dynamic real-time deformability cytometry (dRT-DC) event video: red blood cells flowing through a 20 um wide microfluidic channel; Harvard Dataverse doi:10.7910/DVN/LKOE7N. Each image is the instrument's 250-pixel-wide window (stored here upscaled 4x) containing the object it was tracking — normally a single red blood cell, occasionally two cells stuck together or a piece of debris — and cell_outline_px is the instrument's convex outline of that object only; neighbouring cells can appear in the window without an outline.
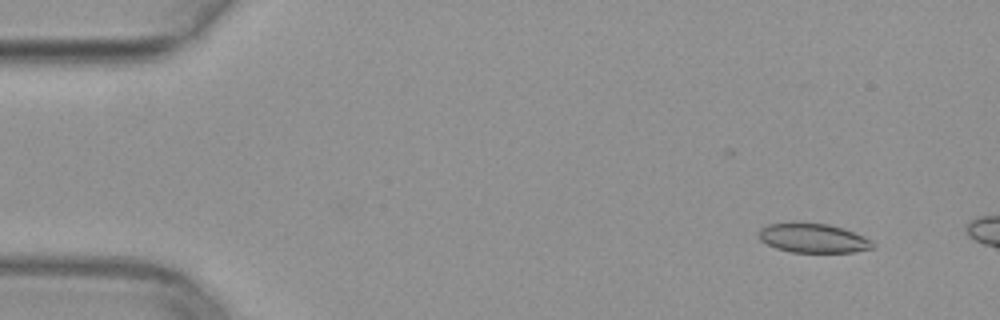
{"species": "common noctule bat (a hibernating species)", "species_latin": "Nyctalus noctula", "temperature_condition": "warm", "stored_images_in_passage": 7, "camera_frame_rate_fps": 3000, "um_per_image_px": 0.085, "animal": {"sex": "female", "body_mass_g": 29.2, "forearm_length_mm": 56.3}, "frame": {"image": 1, "passage_image": 2, "time_ms": 0.333, "image_size_px": [1000, 320], "cell_outline_px": [[876, 248], [852, 252], [792, 252], [776, 248], [760, 240], [756, 232], [764, 224], [792, 220], [828, 224], [844, 228], [872, 240], [876, 244]], "centroid_in_image_um": [69.07, 20.2], "position_along_channel_um": 15.9, "area_um2": 20.23}}